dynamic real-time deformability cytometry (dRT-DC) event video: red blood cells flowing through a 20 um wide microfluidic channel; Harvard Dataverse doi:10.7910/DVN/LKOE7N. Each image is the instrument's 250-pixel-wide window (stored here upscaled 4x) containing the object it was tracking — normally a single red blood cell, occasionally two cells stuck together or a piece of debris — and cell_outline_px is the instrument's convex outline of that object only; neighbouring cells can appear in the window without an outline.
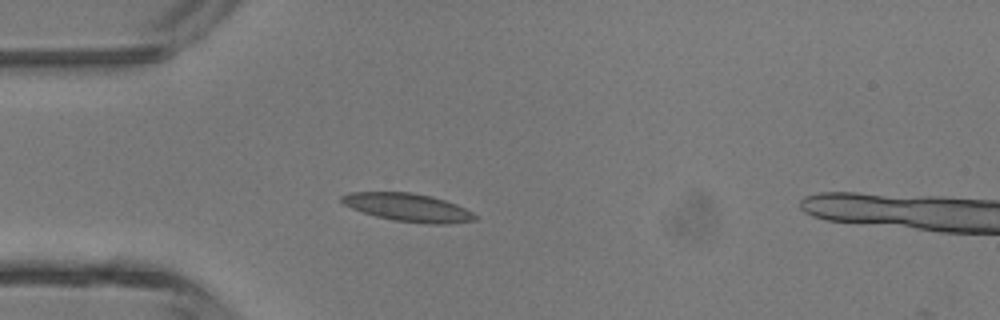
{"species": "common noctule bat (a hibernating species)", "species_latin": "Nyctalus noctula", "temperature_condition": "room temperature", "stored_images_in_passage": 35, "camera_frame_rate_fps": 3000, "um_per_image_px": 0.085, "animal": {"sex": "male", "body_mass_g": 13.3}, "frame": {"image": 1, "passage_image": 6, "time_ms": 1.667, "image_size_px": [1000, 320], "cell_outline_px": [[476, 220], [444, 224], [432, 224], [392, 220], [376, 216], [352, 208], [344, 204], [340, 200], [340, 196], [348, 192], [412, 192], [432, 196], [456, 204], [472, 212], [476, 216]], "centroid_in_image_um": [34.66, 17.62], "position_along_channel_um": 50.3, "area_um2": 21.68}}
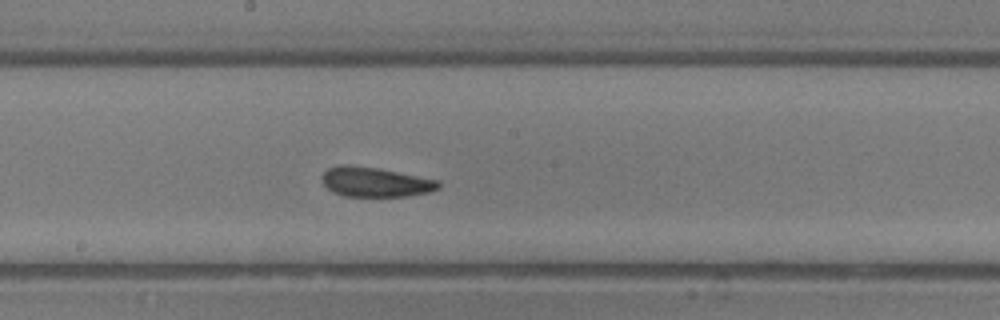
{"frame": {"image": 2, "passage_image": 18, "time_ms": 5.667, "image_size_px": [1000, 320], "cell_outline_px": [[440, 188], [428, 192], [408, 196], [344, 196], [332, 192], [324, 184], [324, 172], [328, 168], [340, 164], [348, 164], [376, 168], [440, 180]], "centroid_in_image_um": [31.91, 15.47], "position_along_channel_um": 216.3, "area_um2": 20.0}}
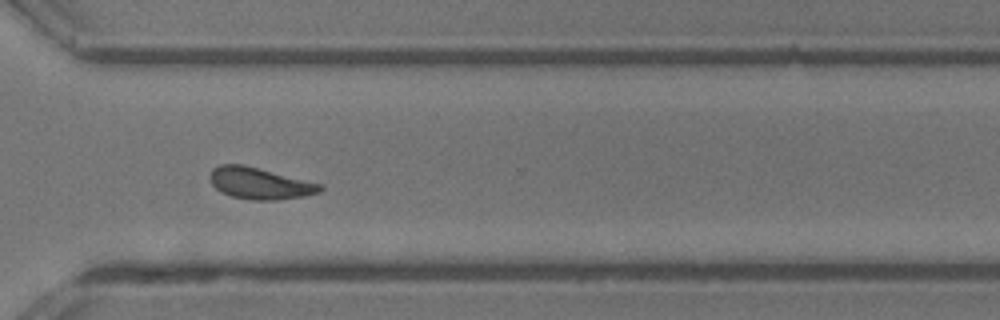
{"frame": {"image": 3, "passage_image": 27, "time_ms": 8.667, "image_size_px": [1000, 320], "cell_outline_px": [[324, 188], [320, 192], [304, 196], [280, 200], [252, 200], [232, 196], [220, 192], [208, 180], [208, 176], [212, 168], [220, 164], [244, 164], [324, 184]], "centroid_in_image_um": [22.08, 15.57], "position_along_channel_um": 348.5, "area_um2": 20.69}, "authors_computed_cell_mechanics": {"area_um2": 19.9988, "velocity_mm_per_s": 4.4205, "shape_relaxation_time_tau1_ms": 2.7148, "shape_relaxation_time_tau2_ms": 1.3908, "deformation_change_tau1": 0.1114, "deformation_change_tau2": 0.0768}}